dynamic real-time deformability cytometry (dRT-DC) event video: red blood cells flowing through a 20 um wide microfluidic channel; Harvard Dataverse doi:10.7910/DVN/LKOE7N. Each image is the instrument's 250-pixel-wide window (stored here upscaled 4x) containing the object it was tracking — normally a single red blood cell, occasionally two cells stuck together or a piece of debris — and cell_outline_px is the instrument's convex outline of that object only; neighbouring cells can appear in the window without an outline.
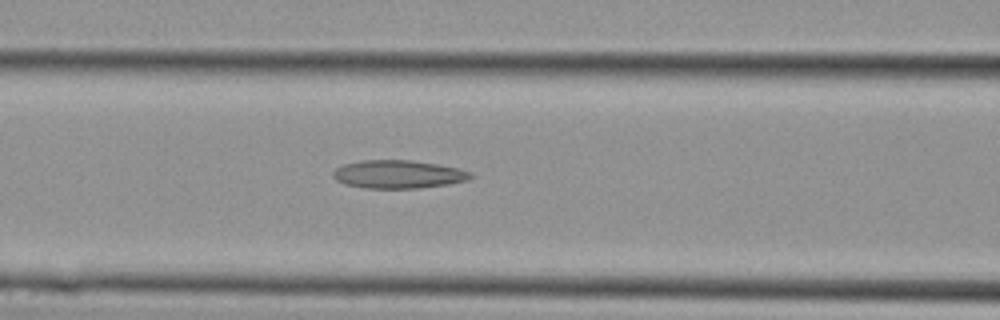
{"species": "Egyptian fruit bat (a non-hibernating species)", "species_latin": "Rousettus aegyptiacus", "temperature_condition": "cold", "stored_images_in_passage": 11, "camera_frame_rate_fps": 3000, "um_per_image_px": 0.085, "animal": {"sex": "female"}, "frame": {"image": 1, "passage_image": 7, "time_ms": 2.0, "image_size_px": [1000, 320], "cell_outline_px": [[472, 176], [468, 180], [448, 184], [420, 188], [364, 188], [344, 184], [336, 180], [332, 176], [332, 172], [336, 168], [344, 164], [360, 160], [412, 160], [460, 168], [472, 172]], "centroid_in_image_um": [33.84, 14.81], "position_along_channel_um": 132.8, "area_um2": 22.72}}
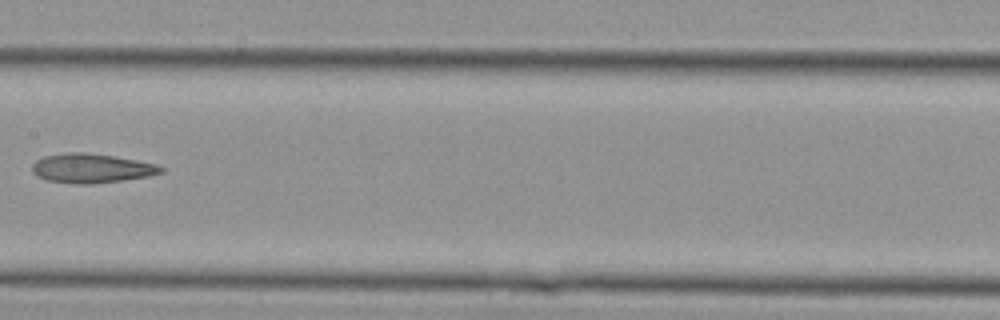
{"frame": {"image": 2, "passage_image": 10, "time_ms": 3.0, "image_size_px": [1000, 320], "cell_outline_px": [[164, 172], [148, 176], [124, 180], [92, 184], [76, 184], [48, 180], [36, 176], [32, 172], [32, 164], [36, 160], [44, 156], [68, 152], [88, 152], [136, 160], [156, 164], [164, 168]], "centroid_in_image_um": [7.76, 14.3], "position_along_channel_um": 199.6, "area_um2": 22.02}}